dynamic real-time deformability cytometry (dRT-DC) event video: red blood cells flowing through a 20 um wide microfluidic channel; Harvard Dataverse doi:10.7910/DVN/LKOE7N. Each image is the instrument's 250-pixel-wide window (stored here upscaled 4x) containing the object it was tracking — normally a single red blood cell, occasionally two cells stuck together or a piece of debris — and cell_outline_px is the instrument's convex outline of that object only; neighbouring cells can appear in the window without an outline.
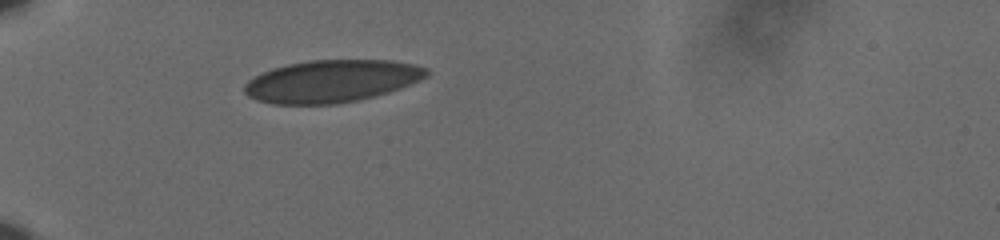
{"species": "human", "species_latin": "Homo sapiens", "temperature_condition": "cold", "stored_images_in_passage": 40, "camera_frame_rate_fps": 3000, "um_per_image_px": 0.085, "donor": {"sex": "male"}, "frame": {"image": 1, "passage_image": 1, "time_ms": 0.0, "image_size_px": [1000, 240], "cell_outline_px": [[428, 76], [420, 80], [400, 88], [376, 96], [360, 100], [336, 104], [272, 104], [256, 100], [248, 96], [244, 92], [244, 84], [248, 80], [272, 68], [288, 64], [308, 60], [392, 60], [412, 64], [428, 68]], "centroid_in_image_um": [28.19, 6.9], "position_along_channel_um": 56.8, "area_um2": 45.08}}
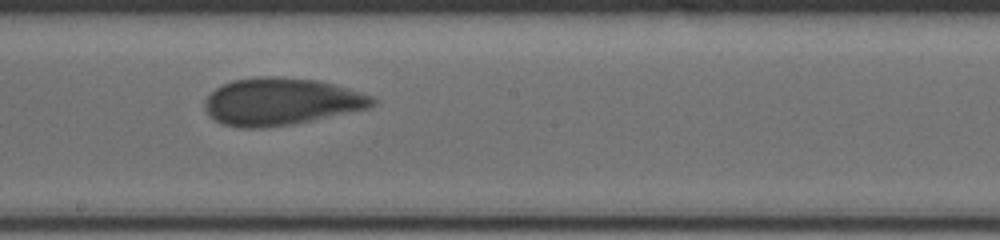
{"frame": {"image": 2, "passage_image": 17, "time_ms": 5.333, "image_size_px": [1000, 240], "cell_outline_px": [[376, 100], [368, 108], [292, 124], [260, 128], [240, 128], [224, 124], [216, 120], [204, 108], [204, 100], [216, 88], [232, 80], [260, 76], [272, 76], [316, 80], [348, 88], [372, 96]], "centroid_in_image_um": [23.86, 8.63], "position_along_channel_um": 224.3, "area_um2": 45.6}}
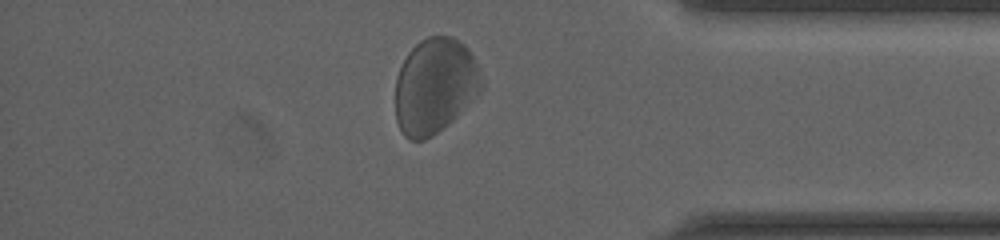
{"frame": {"image": 3, "passage_image": 33, "time_ms": 10.667, "image_size_px": [1000, 240], "cell_outline_px": [[484, 88], [452, 120], [432, 136], [424, 140], [408, 140], [404, 136], [396, 120], [396, 76], [408, 52], [420, 40], [428, 36], [452, 36], [460, 40], [468, 48], [476, 64], [484, 84]], "centroid_in_image_um": [36.96, 7.29], "position_along_channel_um": 398.2, "area_um2": 47.86}, "authors_computed_cell_mechanics": {"area_um2": 45.6042, "velocity_mm_per_s": 3.5447, "shape_relaxation_time_tau1_ms": 3.5123, "shape_relaxation_time_tau2_ms": null, "deformation_change_tau1": 0.0644, "deformation_change_tau2": null}}